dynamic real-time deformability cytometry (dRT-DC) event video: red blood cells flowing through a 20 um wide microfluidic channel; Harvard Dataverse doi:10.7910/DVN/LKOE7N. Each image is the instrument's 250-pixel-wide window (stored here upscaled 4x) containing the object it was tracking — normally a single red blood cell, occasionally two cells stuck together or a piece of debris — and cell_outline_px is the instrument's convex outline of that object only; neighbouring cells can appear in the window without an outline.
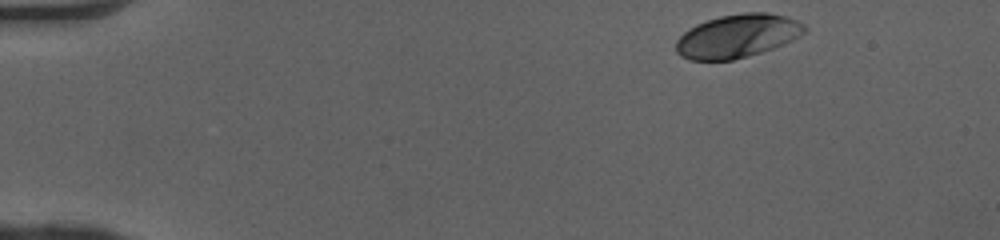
{"species": "human", "species_latin": "Homo sapiens", "temperature_condition": "cold", "stored_images_in_passage": 41, "camera_frame_rate_fps": 3000, "um_per_image_px": 0.085, "donor": {"sex": "female"}, "frame": {"image": 1, "passage_image": 1, "time_ms": 0.0, "image_size_px": [1000, 240], "cell_outline_px": [[808, 28], [800, 36], [792, 40], [772, 48], [760, 52], [732, 60], [688, 60], [680, 56], [676, 52], [676, 40], [688, 28], [696, 24], [720, 16], [744, 12], [768, 12], [784, 16], [796, 20], [804, 24]], "centroid_in_image_um": [62.66, 3.05], "position_along_channel_um": 22.3, "area_um2": 32.43}}
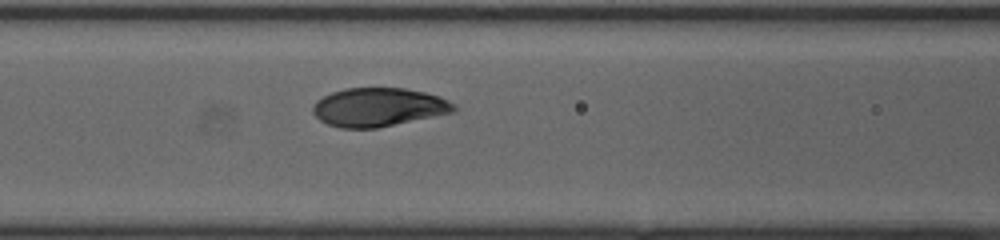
{"frame": {"image": 2, "passage_image": 17, "time_ms": 5.333, "image_size_px": [1000, 240], "cell_outline_px": [[456, 112], [376, 128], [340, 128], [328, 124], [320, 120], [312, 112], [312, 108], [316, 100], [332, 92], [344, 88], [404, 88], [424, 92], [440, 96], [456, 104]], "centroid_in_image_um": [32.19, 9.11], "position_along_channel_um": 134.4, "area_um2": 31.85}}
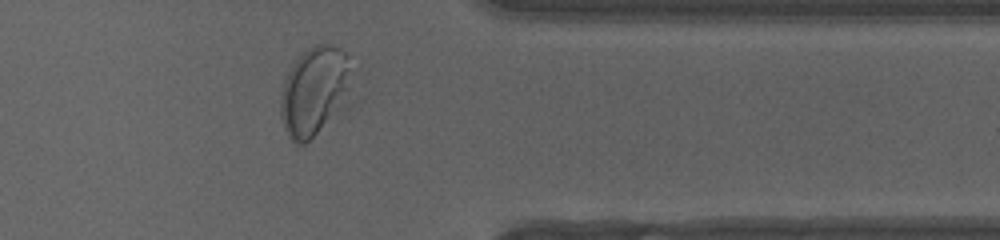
{"frame": {"image": 3, "passage_image": 36, "time_ms": 11.667, "image_size_px": [1000, 240], "cell_outline_px": [[360, 68], [352, 100], [348, 108], [304, 144], [296, 144], [288, 136], [284, 128], [280, 116], [280, 96], [284, 80], [292, 64], [308, 48], [316, 44], [328, 44], [340, 48], [360, 64]], "centroid_in_image_um": [26.94, 7.72], "position_along_channel_um": 384.5, "area_um2": 39.94}, "authors_computed_cell_mechanics": {"area_um2": 32.4258, "velocity_mm_per_s": 4.0581, "shape_relaxation_time_tau1_ms": 3.1446, "shape_relaxation_time_tau2_ms": null, "deformation_change_tau1": 0.1717, "deformation_change_tau2": null}}